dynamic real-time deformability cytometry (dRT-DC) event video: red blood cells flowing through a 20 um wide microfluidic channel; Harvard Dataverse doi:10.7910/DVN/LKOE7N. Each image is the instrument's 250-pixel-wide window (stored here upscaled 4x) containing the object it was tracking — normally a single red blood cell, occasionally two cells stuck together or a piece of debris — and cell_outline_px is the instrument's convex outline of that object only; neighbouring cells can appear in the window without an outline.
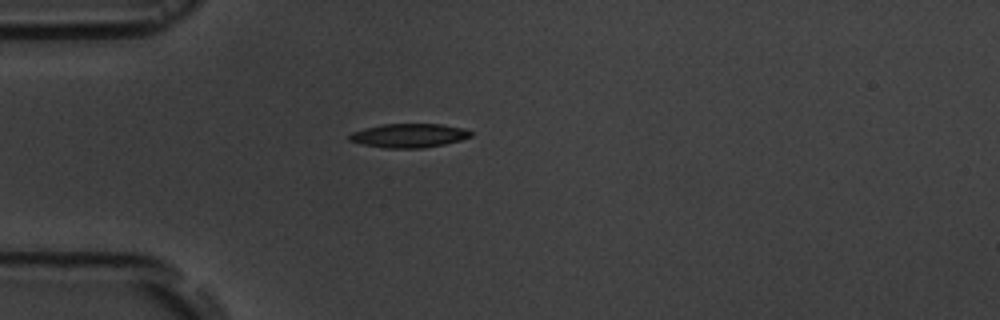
{"species": "common noctule bat (a hibernating species)", "species_latin": "Nyctalus noctula", "temperature_condition": "room temperature", "stored_images_in_passage": 1, "camera_frame_rate_fps": 3000, "um_per_image_px": 0.085, "animal": {"sex": "male", "body_mass_g": 19.5, "forearm_length_mm": 54.6}, "frame": {"image": 1, "passage_image": 1, "time_ms": 0.0, "image_size_px": [1000, 320], "cell_outline_px": [[472, 136], [460, 140], [444, 144], [424, 148], [384, 148], [364, 144], [348, 140], [348, 136], [352, 132], [364, 128], [384, 124], [440, 124], [464, 128], [472, 132]], "centroid_in_image_um": [34.76, 11.52], "position_along_channel_um": 50.2, "area_um2": 16.88}}